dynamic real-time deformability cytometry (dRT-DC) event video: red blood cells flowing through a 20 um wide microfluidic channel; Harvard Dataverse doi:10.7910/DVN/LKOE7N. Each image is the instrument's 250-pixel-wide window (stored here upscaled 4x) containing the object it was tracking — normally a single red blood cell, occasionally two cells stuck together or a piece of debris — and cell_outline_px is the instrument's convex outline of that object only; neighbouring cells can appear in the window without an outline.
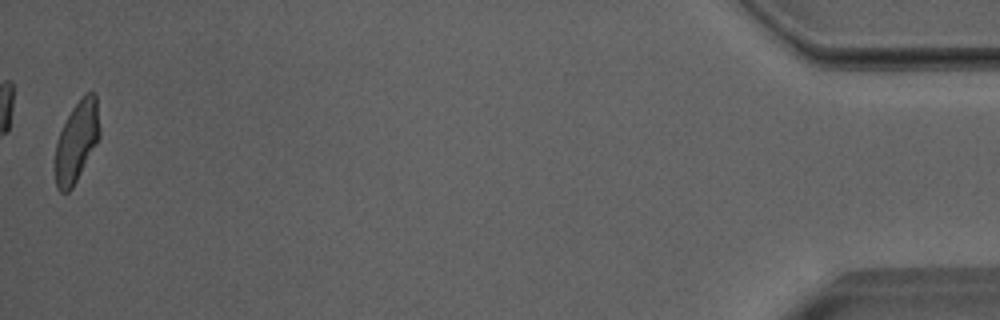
{"species": "Egyptian fruit bat (a non-hibernating species)", "species_latin": "Rousettus aegyptiacus", "temperature_condition": "room temperature", "stored_images_in_passage": 35, "camera_frame_rate_fps": 3000, "um_per_image_px": 0.085, "animal": {"sex": "male"}, "frame": {"image": 1, "passage_image": 35, "time_ms": 11.333, "image_size_px": [1000, 320], "cell_outline_px": [[100, 136], [96, 144], [72, 188], [68, 192], [60, 192], [56, 188], [56, 140], [72, 108], [84, 92], [96, 92], [100, 128]], "centroid_in_image_um": [6.53, 11.98], "position_along_channel_um": 428.7, "area_um2": 20.75}, "authors_computed_cell_mechanics": {"area_um2": 21.7328, "velocity_mm_per_s": 4.0033, "shape_relaxation_time_tau1_ms": null, "shape_relaxation_time_tau2_ms": 1.2556, "deformation_change_tau1": null, "deformation_change_tau2": 0.0718}}